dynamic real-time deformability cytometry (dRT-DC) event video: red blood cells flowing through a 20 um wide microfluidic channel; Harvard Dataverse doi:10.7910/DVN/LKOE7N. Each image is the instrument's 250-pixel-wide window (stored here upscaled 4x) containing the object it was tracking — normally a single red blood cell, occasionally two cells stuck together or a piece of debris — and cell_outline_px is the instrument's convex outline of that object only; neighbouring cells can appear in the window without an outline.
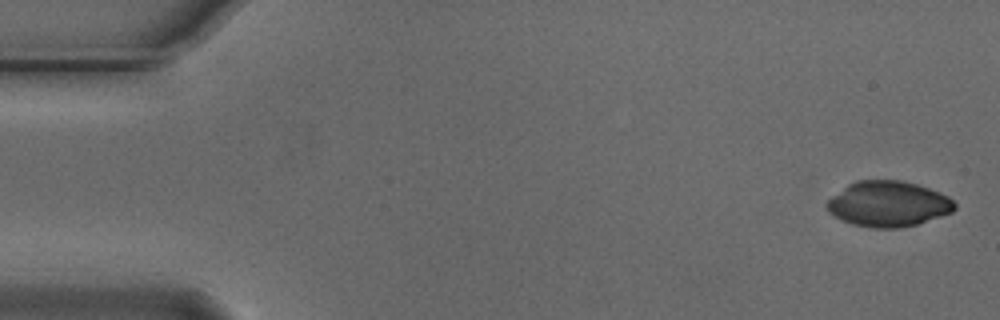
{"species": "Egyptian fruit bat (a non-hibernating species)", "species_latin": "Rousettus aegyptiacus", "temperature_condition": "cold", "stored_images_in_passage": 54, "camera_frame_rate_fps": 3000, "um_per_image_px": 0.085, "animal": {"sex": "male"}, "frame": {"image": 1, "passage_image": 1, "time_ms": 0.0, "image_size_px": [1000, 320], "cell_outline_px": [[956, 208], [952, 212], [916, 224], [900, 228], [872, 228], [852, 224], [840, 220], [828, 212], [828, 200], [832, 196], [848, 184], [856, 180], [904, 180], [928, 188], [948, 196], [956, 204]], "centroid_in_image_um": [75.49, 17.33], "position_along_channel_um": 9.5, "area_um2": 33.81}}
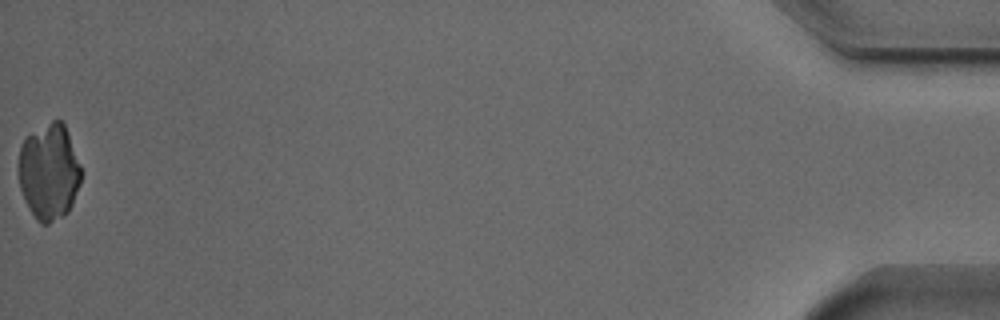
{"frame": {"image": 2, "passage_image": 54, "time_ms": 17.667, "image_size_px": [1000, 320], "cell_outline_px": [[80, 184], [72, 204], [68, 212], [48, 224], [40, 224], [36, 220], [28, 208], [24, 200], [20, 188], [20, 148], [24, 140], [28, 136], [52, 120], [60, 120], [64, 124], [80, 164]], "centroid_in_image_um": [4.17, 14.64], "position_along_channel_um": 431.0, "area_um2": 34.51}}